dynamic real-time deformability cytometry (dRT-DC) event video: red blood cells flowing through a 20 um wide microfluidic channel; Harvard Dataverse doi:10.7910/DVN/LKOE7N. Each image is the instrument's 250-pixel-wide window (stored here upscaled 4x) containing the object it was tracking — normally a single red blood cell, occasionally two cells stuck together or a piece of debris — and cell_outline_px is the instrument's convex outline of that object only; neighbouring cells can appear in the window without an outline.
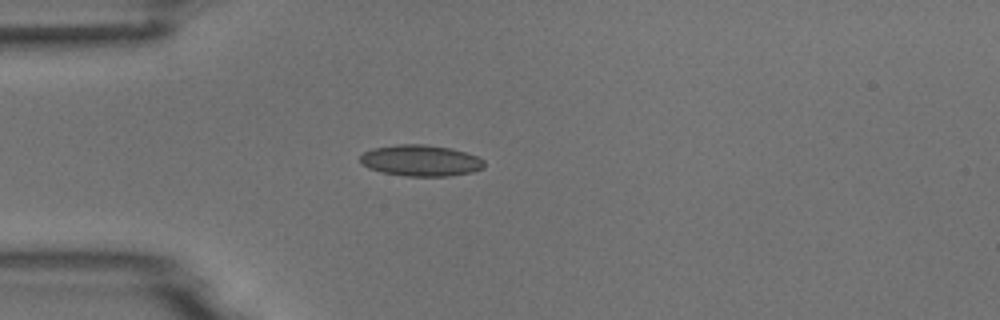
{"species": "common noctule bat (a hibernating species)", "species_latin": "Nyctalus noctula", "temperature_condition": "room temperature", "stored_images_in_passage": 6, "camera_frame_rate_fps": 3000, "um_per_image_px": 0.085, "animal": {"sex": "male", "body_mass_g": 18.8}, "frame": {"image": 1, "passage_image": 6, "time_ms": 6.0, "image_size_px": [1000, 320], "cell_outline_px": [[484, 168], [472, 172], [448, 176], [404, 176], [384, 172], [368, 168], [360, 164], [360, 156], [364, 152], [372, 148], [400, 144], [424, 144], [452, 148], [476, 156], [484, 160]], "centroid_in_image_um": [35.75, 13.64], "position_along_channel_um": 49.3, "area_um2": 22.6}}